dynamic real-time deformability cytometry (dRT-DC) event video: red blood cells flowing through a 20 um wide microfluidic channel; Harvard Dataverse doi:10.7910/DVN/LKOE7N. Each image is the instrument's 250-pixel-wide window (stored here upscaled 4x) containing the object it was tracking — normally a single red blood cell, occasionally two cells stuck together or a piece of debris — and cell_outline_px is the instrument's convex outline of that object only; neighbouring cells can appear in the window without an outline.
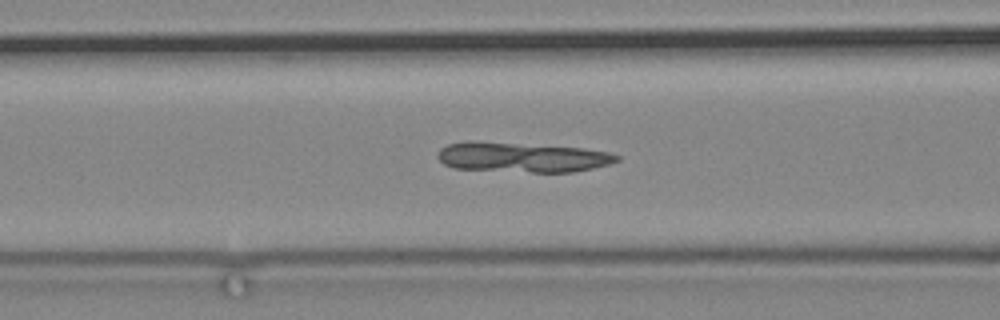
{"species": "common noctule bat (a hibernating species)", "species_latin": "Nyctalus noctula", "temperature_condition": "cold", "stored_images_in_passage": 75, "camera_frame_rate_fps": 3000, "um_per_image_px": 0.085, "animal": {"sex": "male", "body_mass_g": 19.2, "forearm_length_mm": 51.8}, "frame": {"image": 1, "passage_image": 41, "time_ms": 13.333, "image_size_px": [1000, 320], "cell_outline_px": [[620, 160], [608, 164], [592, 168], [572, 172], [532, 172], [452, 168], [444, 164], [436, 156], [440, 148], [448, 144], [468, 140], [476, 140], [584, 148], [608, 152], [620, 156]], "centroid_in_image_um": [44.34, 13.35], "position_along_channel_um": 122.3, "area_um2": 31.44}}
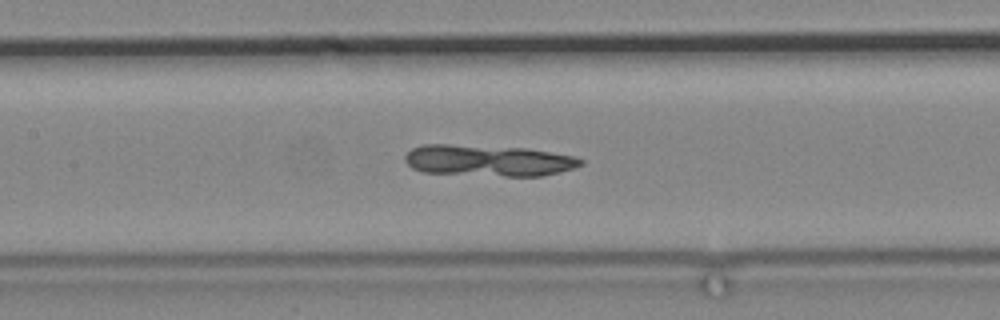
{"frame": {"image": 2, "passage_image": 45, "time_ms": 14.667, "image_size_px": [1000, 320], "cell_outline_px": [[584, 164], [572, 168], [540, 176], [504, 176], [424, 172], [412, 168], [404, 160], [404, 156], [412, 148], [424, 144], [448, 144], [528, 148], [572, 156], [584, 160]], "centroid_in_image_um": [41.47, 13.64], "position_along_channel_um": 165.9, "area_um2": 31.91}}
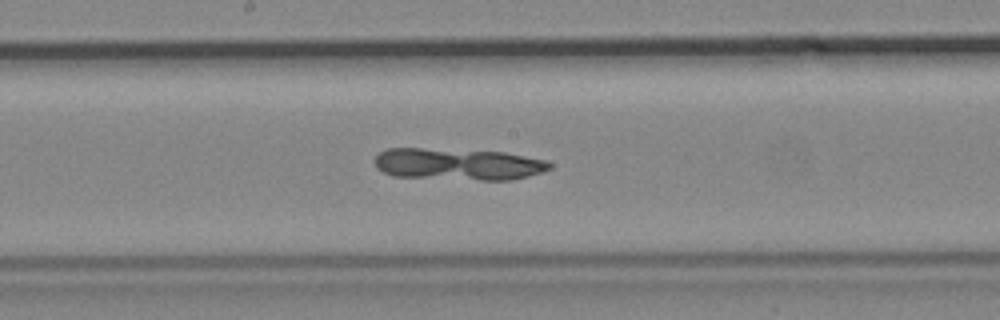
{"frame": {"image": 3, "passage_image": 49, "time_ms": 16.0, "image_size_px": [1000, 320], "cell_outline_px": [[552, 168], [528, 176], [512, 180], [480, 180], [392, 176], [376, 168], [372, 160], [380, 152], [388, 148], [420, 148], [504, 152], [544, 160], [552, 164]], "centroid_in_image_um": [38.88, 13.96], "position_along_channel_um": 209.3, "area_um2": 32.43}}